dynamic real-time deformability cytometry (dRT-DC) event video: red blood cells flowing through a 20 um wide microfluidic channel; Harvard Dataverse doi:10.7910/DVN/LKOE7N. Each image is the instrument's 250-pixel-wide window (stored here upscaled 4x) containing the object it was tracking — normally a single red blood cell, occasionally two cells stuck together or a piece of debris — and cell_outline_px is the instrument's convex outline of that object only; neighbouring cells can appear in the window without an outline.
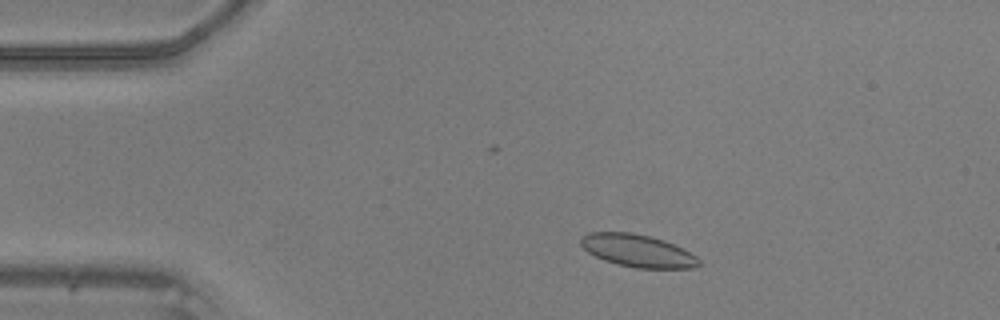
{"species": "common noctule bat (a hibernating species)", "species_latin": "Nyctalus noctula", "temperature_condition": "warm", "stored_images_in_passage": 46, "camera_frame_rate_fps": 3000, "um_per_image_px": 0.085, "animal": {"sex": "male", "body_mass_g": 20.5, "forearm_length_mm": 52.5}, "frame": {"image": 1, "passage_image": 6, "time_ms": 1.667, "image_size_px": [1000, 320], "cell_outline_px": [[700, 264], [696, 268], [636, 268], [616, 264], [604, 260], [588, 252], [580, 244], [580, 236], [588, 232], [632, 232], [652, 236], [664, 240], [696, 256], [700, 260]], "centroid_in_image_um": [54.17, 21.3], "position_along_channel_um": 30.8, "area_um2": 22.43}}
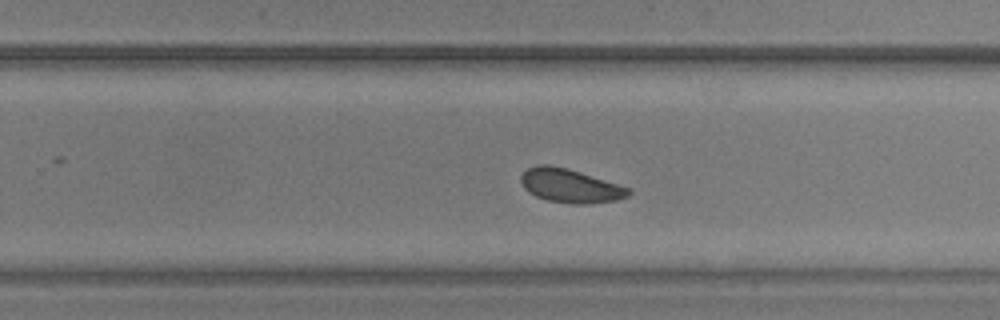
{"frame": {"image": 2, "passage_image": 28, "time_ms": 9.0, "image_size_px": [1000, 320], "cell_outline_px": [[632, 192], [628, 196], [616, 200], [588, 204], [572, 204], [548, 200], [536, 196], [528, 192], [524, 188], [520, 180], [520, 176], [528, 168], [536, 164], [548, 164], [568, 168], [632, 188]], "centroid_in_image_um": [48.48, 15.78], "position_along_channel_um": 281.3, "area_um2": 21.39}}
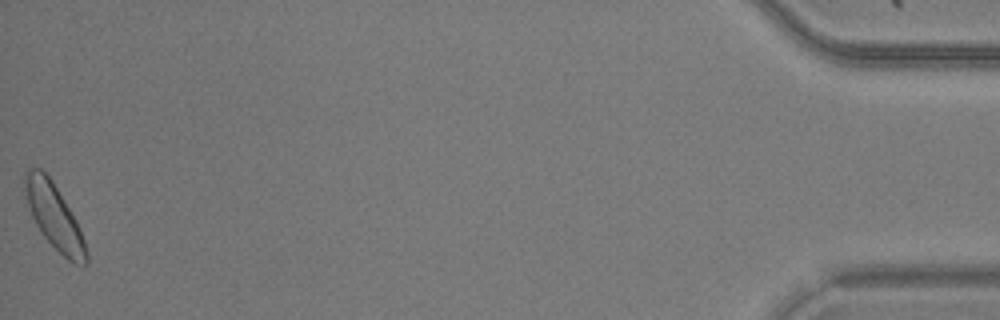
{"frame": {"image": 3, "passage_image": 46, "time_ms": 15.0, "image_size_px": [1000, 320], "cell_outline_px": [[88, 264], [72, 264], [44, 236], [36, 224], [32, 216], [28, 204], [24, 184], [24, 172], [28, 168], [40, 168], [52, 180], [76, 220], [84, 240], [88, 252]], "centroid_in_image_um": [4.62, 18.4], "position_along_channel_um": 430.6, "area_um2": 22.77}}